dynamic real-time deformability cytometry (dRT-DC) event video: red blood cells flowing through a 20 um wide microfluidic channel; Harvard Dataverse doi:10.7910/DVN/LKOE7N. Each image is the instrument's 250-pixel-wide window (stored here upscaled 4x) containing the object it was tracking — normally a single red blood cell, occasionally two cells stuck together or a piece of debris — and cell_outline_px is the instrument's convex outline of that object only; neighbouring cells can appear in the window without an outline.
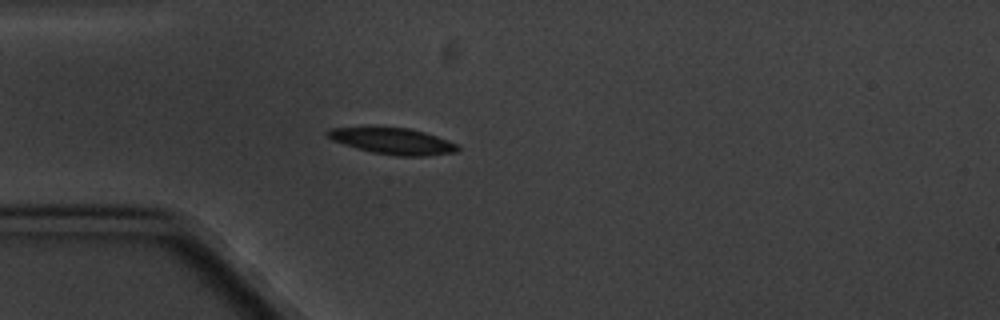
{"species": "common noctule bat (a hibernating species)", "species_latin": "Nyctalus noctula", "temperature_condition": "cold", "stored_images_in_passage": 4, "camera_frame_rate_fps": 3000, "um_per_image_px": 0.085, "animal": {"sex": "male", "body_mass_g": 20.1, "forearm_length_mm": 53.5}, "frame": {"image": 1, "passage_image": 4, "time_ms": 3.333, "image_size_px": [1000, 320], "cell_outline_px": [[460, 148], [456, 152], [424, 156], [396, 156], [372, 152], [344, 144], [332, 140], [324, 132], [328, 128], [408, 128], [424, 132], [436, 136], [456, 144]], "centroid_in_image_um": [33.38, 12.0], "position_along_channel_um": 51.6, "area_um2": 19.48}}